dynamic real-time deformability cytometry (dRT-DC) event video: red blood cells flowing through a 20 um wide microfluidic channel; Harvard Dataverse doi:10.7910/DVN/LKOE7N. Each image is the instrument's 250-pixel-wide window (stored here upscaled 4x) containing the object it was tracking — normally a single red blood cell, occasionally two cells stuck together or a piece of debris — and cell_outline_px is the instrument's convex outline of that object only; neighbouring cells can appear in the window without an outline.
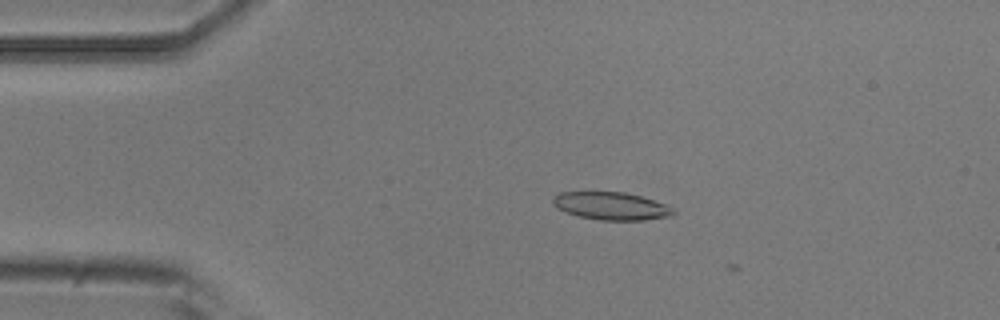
{"species": "common noctule bat (a hibernating species)", "species_latin": "Nyctalus noctula", "temperature_condition": "room temperature", "stored_images_in_passage": 4, "camera_frame_rate_fps": 3000, "um_per_image_px": 0.085, "animal": {"sex": "male", "body_mass_g": 20.5, "forearm_length_mm": 52.5}, "frame": {"image": 1, "passage_image": 2, "time_ms": 0.333, "image_size_px": [1000, 320], "cell_outline_px": [[676, 212], [672, 216], [644, 220], [600, 220], [580, 216], [556, 208], [552, 204], [552, 196], [560, 192], [624, 192], [640, 196], [664, 204], [672, 208]], "centroid_in_image_um": [51.93, 17.51], "position_along_channel_um": 33.1, "area_um2": 19.36}}